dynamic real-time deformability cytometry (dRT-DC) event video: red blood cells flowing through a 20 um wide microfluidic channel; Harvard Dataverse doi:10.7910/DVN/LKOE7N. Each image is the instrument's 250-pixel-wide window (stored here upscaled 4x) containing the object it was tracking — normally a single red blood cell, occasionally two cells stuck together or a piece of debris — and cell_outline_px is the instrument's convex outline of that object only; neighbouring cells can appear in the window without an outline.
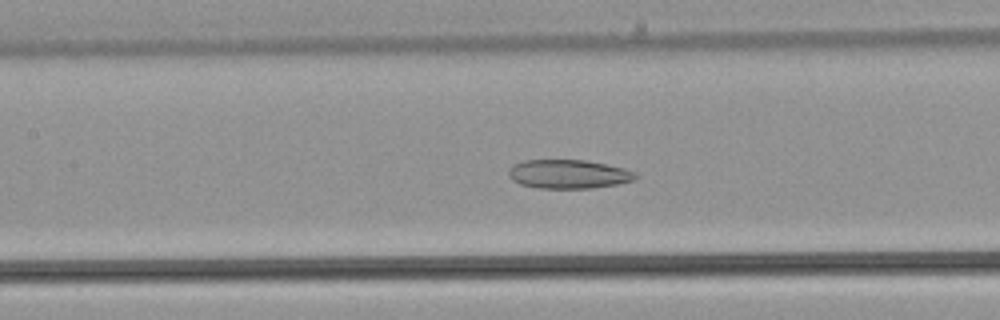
{"species": "common noctule bat (a hibernating species)", "species_latin": "Nyctalus noctula", "temperature_condition": "warm", "stored_images_in_passage": 52, "camera_frame_rate_fps": 3000, "um_per_image_px": 0.085, "animal": {"sex": "male", "body_mass_g": 21.5, "forearm_length_mm": 52.0}, "frame": {"image": 1, "passage_image": 24, "time_ms": 7.667, "image_size_px": [1000, 320], "cell_outline_px": [[640, 176], [636, 180], [616, 184], [592, 188], [540, 188], [520, 184], [512, 180], [508, 176], [508, 168], [512, 164], [524, 160], [584, 160], [624, 168], [636, 172]], "centroid_in_image_um": [48.32, 14.8], "position_along_channel_um": 159.1, "area_um2": 21.5}}
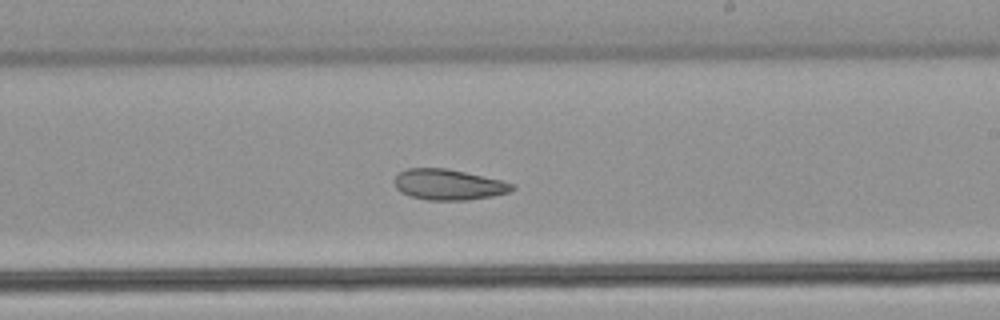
{"frame": {"image": 2, "passage_image": 31, "time_ms": 10.0, "image_size_px": [1000, 320], "cell_outline_px": [[516, 188], [508, 192], [492, 196], [468, 200], [428, 200], [412, 196], [400, 192], [396, 188], [396, 176], [400, 172], [408, 168], [444, 168], [464, 172], [500, 180], [516, 184]], "centroid_in_image_um": [38.15, 15.69], "position_along_channel_um": 250.9, "area_um2": 20.81}}
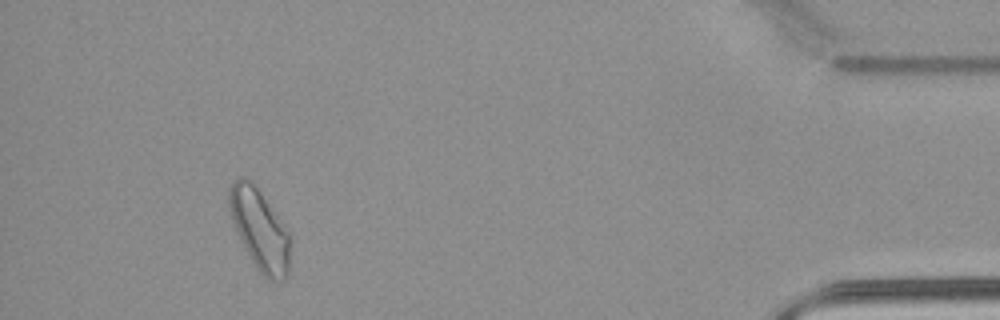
{"frame": {"image": 3, "passage_image": 48, "time_ms": 15.667, "image_size_px": [1000, 320], "cell_outline_px": [[288, 276], [284, 280], [268, 280], [256, 268], [232, 220], [228, 204], [228, 188], [232, 180], [240, 176], [244, 176], [252, 180], [288, 232]], "centroid_in_image_um": [22.03, 19.45], "position_along_channel_um": 413.2, "area_um2": 28.03}, "authors_computed_cell_mechanics": {"area_um2": 26.4146, "velocity_mm_per_s": 3.9593, "shape_relaxation_time_tau1_ms": null, "shape_relaxation_time_tau2_ms": 5.2251, "deformation_change_tau1": null, "deformation_change_tau2": 0.0985}}